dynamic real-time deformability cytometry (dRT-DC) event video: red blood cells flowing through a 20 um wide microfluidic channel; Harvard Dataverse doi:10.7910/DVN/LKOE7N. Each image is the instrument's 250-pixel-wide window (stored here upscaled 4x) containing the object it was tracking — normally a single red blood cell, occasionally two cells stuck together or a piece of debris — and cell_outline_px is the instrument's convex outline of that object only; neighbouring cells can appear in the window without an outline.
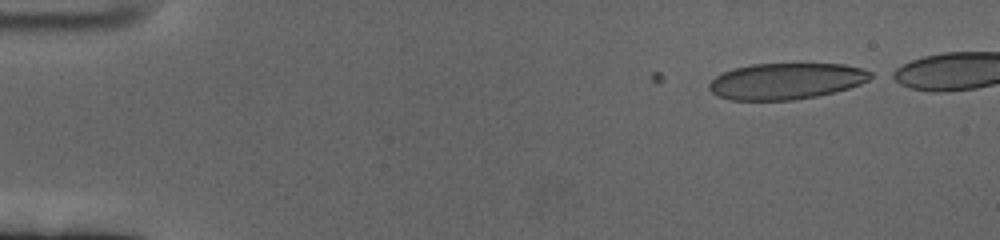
{"species": "human", "species_latin": "Homo sapiens", "temperature_condition": "cold", "stored_images_in_passage": 50, "camera_frame_rate_fps": 3000, "um_per_image_px": 0.085, "donor": {"sex": "female"}, "frame": {"image": 1, "passage_image": 1, "time_ms": 0.0, "image_size_px": [1000, 240], "cell_outline_px": [[876, 76], [860, 84], [848, 88], [816, 96], [792, 100], [732, 100], [720, 96], [712, 92], [708, 88], [708, 84], [716, 76], [724, 72], [736, 68], [752, 64], [844, 64], [860, 68], [872, 72]], "centroid_in_image_um": [66.84, 6.89], "position_along_channel_um": 18.2, "area_um2": 33.87}}
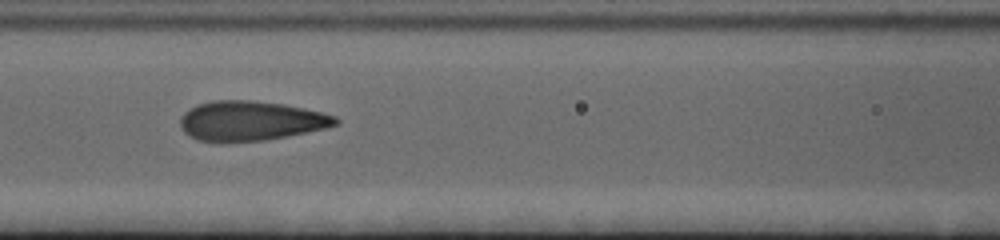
{"frame": {"image": 2, "passage_image": 22, "time_ms": 7.0, "image_size_px": [1000, 240], "cell_outline_px": [[340, 124], [328, 128], [264, 140], [224, 144], [200, 140], [184, 132], [180, 124], [180, 120], [184, 112], [196, 104], [212, 100], [248, 100], [280, 104], [320, 112], [336, 116], [340, 120]], "centroid_in_image_um": [21.29, 10.29], "position_along_channel_um": 145.3, "area_um2": 36.07}}
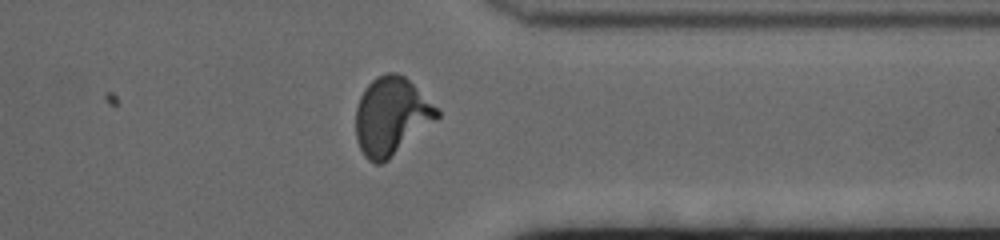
{"frame": {"image": 3, "passage_image": 43, "time_ms": 14.0, "image_size_px": [1000, 240], "cell_outline_px": [[440, 116], [436, 120], [388, 160], [380, 164], [376, 164], [368, 160], [364, 156], [356, 140], [356, 108], [360, 96], [364, 88], [376, 76], [388, 72], [396, 72], [404, 76], [440, 112]], "centroid_in_image_um": [33.22, 9.89], "position_along_channel_um": 378.2, "area_um2": 36.53}}